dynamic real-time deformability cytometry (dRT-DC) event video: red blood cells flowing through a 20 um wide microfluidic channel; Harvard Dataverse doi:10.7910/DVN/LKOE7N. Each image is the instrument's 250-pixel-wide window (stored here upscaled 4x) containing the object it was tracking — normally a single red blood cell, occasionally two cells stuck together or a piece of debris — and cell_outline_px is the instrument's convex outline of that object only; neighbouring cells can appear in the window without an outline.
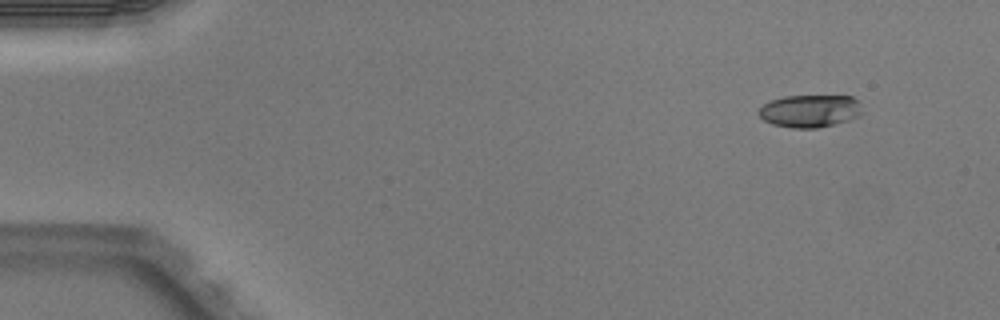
{"species": "Egyptian fruit bat (a non-hibernating species)", "species_latin": "Rousettus aegyptiacus", "temperature_condition": "warm", "stored_images_in_passage": 5, "segment_of_instrument_passage": [1, 2], "camera_frame_rate_fps": 3000, "um_per_image_px": 0.085, "animal": {"sex": "male"}, "frame": {"image": 1, "passage_image": 1, "time_ms": 0.0, "image_size_px": [1000, 320], "cell_outline_px": [[864, 112], [860, 116], [848, 120], [816, 128], [792, 128], [772, 124], [764, 120], [756, 112], [764, 104], [772, 100], [784, 96], [852, 96], [860, 100]], "centroid_in_image_um": [68.89, 9.42], "position_along_channel_um": 16.1, "area_um2": 19.83}}
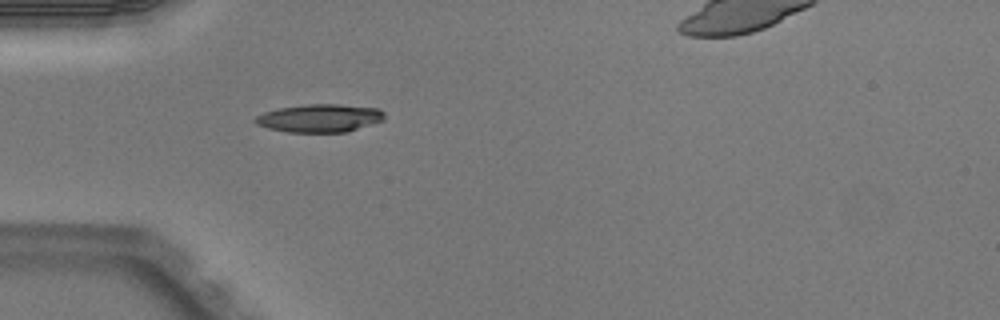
{"frame": {"image": 2, "passage_image": 4, "time_ms": 1.0, "image_size_px": [1000, 320], "cell_outline_px": [[384, 120], [344, 132], [288, 132], [268, 128], [256, 124], [252, 120], [256, 116], [264, 112], [280, 108], [308, 104], [340, 104], [380, 108], [384, 112]], "centroid_in_image_um": [27.17, 10.03], "position_along_channel_um": 57.8, "area_um2": 21.04}}